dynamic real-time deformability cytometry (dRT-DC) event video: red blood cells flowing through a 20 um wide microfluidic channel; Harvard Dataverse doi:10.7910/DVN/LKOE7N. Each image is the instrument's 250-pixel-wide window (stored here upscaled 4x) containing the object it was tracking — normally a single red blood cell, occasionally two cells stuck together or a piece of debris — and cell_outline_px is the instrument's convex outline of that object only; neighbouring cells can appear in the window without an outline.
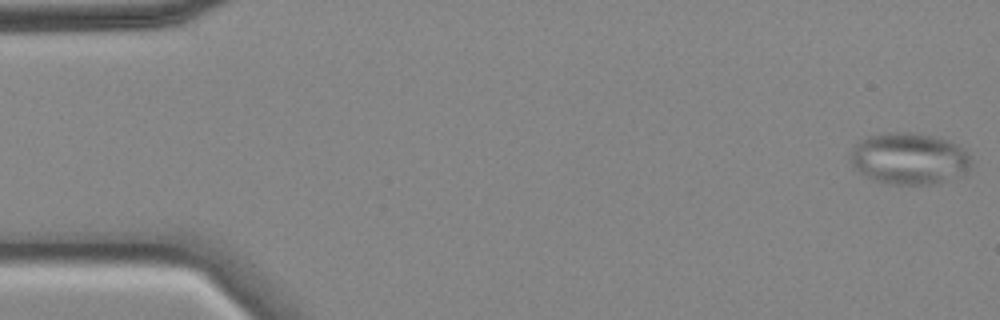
{"species": "common noctule bat (a hibernating species)", "species_latin": "Nyctalus noctula", "temperature_condition": "cold", "stored_images_in_passage": 56, "camera_frame_rate_fps": 3000, "um_per_image_px": 0.085, "animal": {"sex": "female", "body_mass_g": 18.4}, "frame": {"image": 1, "passage_image": 1, "time_ms": 0.0, "image_size_px": [1000, 320], "cell_outline_px": [[968, 172], [932, 184], [888, 184], [872, 180], [852, 168], [852, 148], [860, 140], [868, 136], [884, 132], [912, 132], [936, 136], [948, 140], [956, 144], [968, 156]], "centroid_in_image_um": [77.21, 13.47], "position_along_channel_um": 7.8, "area_um2": 36.07}, "authors_computed_cell_mechanics": {"area_um2": 29.478, "velocity_mm_per_s": 3.5088, "shape_relaxation_time_tau1_ms": null, "shape_relaxation_time_tau2_ms": 2.8893, "deformation_change_tau1": null, "deformation_change_tau2": 0.0726}}